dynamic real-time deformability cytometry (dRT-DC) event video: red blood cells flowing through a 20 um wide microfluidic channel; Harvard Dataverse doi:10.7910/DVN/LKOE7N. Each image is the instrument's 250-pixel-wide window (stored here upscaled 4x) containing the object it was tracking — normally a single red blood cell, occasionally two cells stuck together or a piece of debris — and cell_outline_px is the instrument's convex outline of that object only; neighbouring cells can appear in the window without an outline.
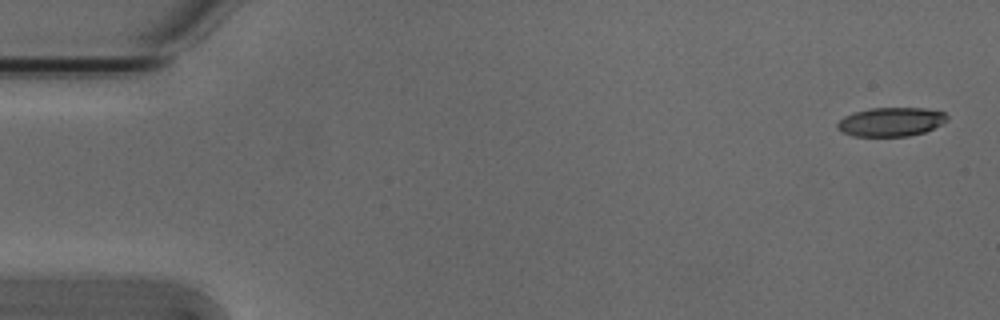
{"species": "Egyptian fruit bat (a non-hibernating species)", "species_latin": "Rousettus aegyptiacus", "temperature_condition": "cold", "stored_images_in_passage": 5, "camera_frame_rate_fps": 3000, "um_per_image_px": 0.085, "animal": {"sex": "male"}, "frame": {"image": 1, "passage_image": 1, "time_ms": 0.0, "image_size_px": [1000, 320], "cell_outline_px": [[948, 120], [924, 132], [908, 136], [852, 136], [836, 128], [836, 124], [844, 116], [856, 112], [872, 108], [924, 108], [944, 112], [948, 116]], "centroid_in_image_um": [75.73, 10.36], "position_along_channel_um": 9.3, "area_um2": 18.32}}
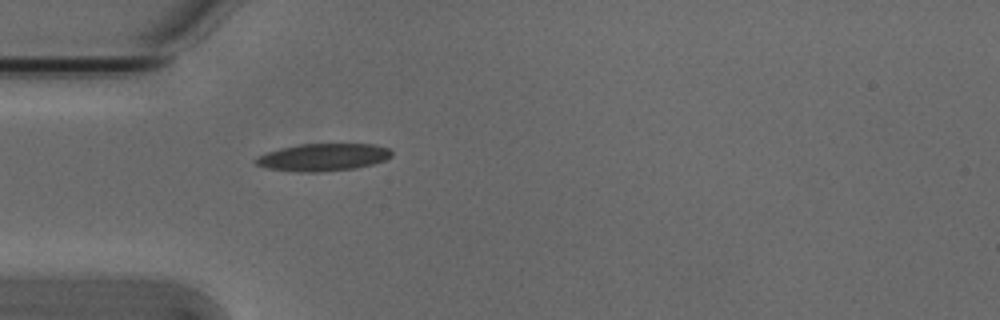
{"frame": {"image": 2, "passage_image": 5, "time_ms": 1.333, "image_size_px": [1000, 320], "cell_outline_px": [[392, 156], [384, 160], [372, 164], [356, 168], [316, 172], [300, 172], [268, 168], [256, 164], [252, 160], [256, 156], [280, 148], [300, 144], [372, 144], [388, 148], [392, 152]], "centroid_in_image_um": [27.44, 13.36], "position_along_channel_um": 57.6, "area_um2": 21.62}}